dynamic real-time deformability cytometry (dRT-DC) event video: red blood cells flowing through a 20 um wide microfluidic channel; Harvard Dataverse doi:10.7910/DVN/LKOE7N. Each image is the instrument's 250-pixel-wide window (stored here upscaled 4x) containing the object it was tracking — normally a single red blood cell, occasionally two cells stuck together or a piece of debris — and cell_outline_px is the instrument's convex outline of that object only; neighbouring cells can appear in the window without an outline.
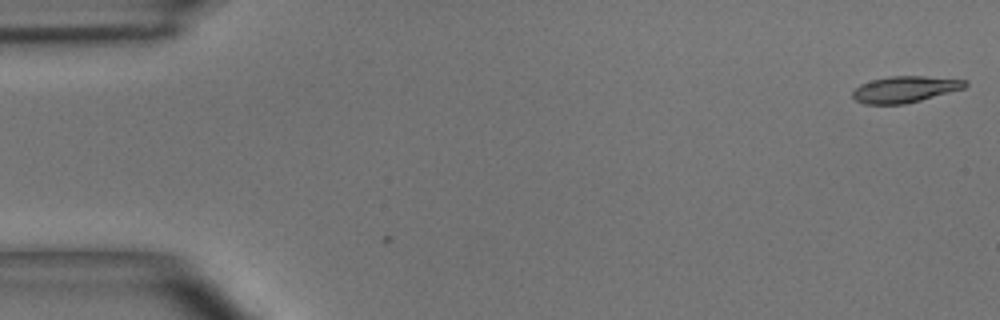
{"species": "common noctule bat (a hibernating species)", "species_latin": "Nyctalus noctula", "temperature_condition": "room temperature", "stored_images_in_passage": 4, "camera_frame_rate_fps": 3000, "um_per_image_px": 0.085, "animal": {"sex": "male", "body_mass_g": 15.6}, "frame": {"image": 1, "passage_image": 4, "time_ms": 1.0, "image_size_px": [1000, 320], "cell_outline_px": [[968, 84], [964, 88], [920, 100], [904, 104], [864, 104], [856, 100], [852, 96], [852, 92], [860, 84], [872, 80], [892, 76], [924, 76], [968, 80]], "centroid_in_image_um": [76.91, 7.59], "position_along_channel_um": 8.1, "area_um2": 17.11}}